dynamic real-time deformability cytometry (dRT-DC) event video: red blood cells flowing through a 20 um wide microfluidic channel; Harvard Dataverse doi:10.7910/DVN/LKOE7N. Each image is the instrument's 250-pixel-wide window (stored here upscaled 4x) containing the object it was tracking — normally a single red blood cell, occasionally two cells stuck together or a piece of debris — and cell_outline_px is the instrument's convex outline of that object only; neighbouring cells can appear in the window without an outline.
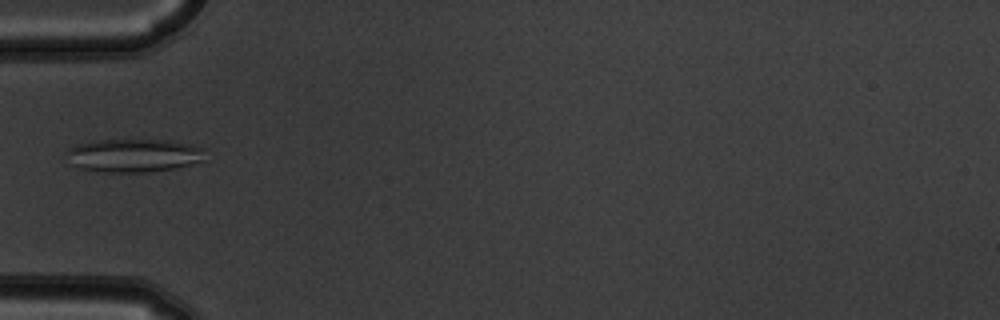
{"species": "common noctule bat (a hibernating species)", "species_latin": "Nyctalus noctula", "temperature_condition": "warm", "stored_images_in_passage": 6, "camera_frame_rate_fps": 3000, "um_per_image_px": 0.085, "animal": {"sex": "male", "body_mass_g": 19.5, "forearm_length_mm": 54.6}, "frame": {"image": 1, "passage_image": 6, "time_ms": 1.667, "image_size_px": [1000, 320], "cell_outline_px": [[208, 148], [204, 160], [176, 168], [144, 172], [104, 172], [80, 168], [72, 164], [64, 152], [68, 148], [76, 144], [96, 140], [172, 140], [192, 144]], "centroid_in_image_um": [11.41, 13.2], "position_along_channel_um": 73.6, "area_um2": 27.28}}